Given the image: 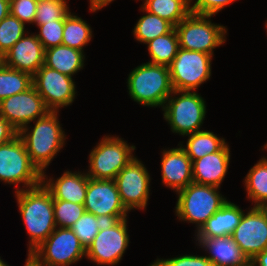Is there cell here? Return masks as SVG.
<instances>
[{
	"label": "cell",
	"mask_w": 267,
	"mask_h": 266,
	"mask_svg": "<svg viewBox=\"0 0 267 266\" xmlns=\"http://www.w3.org/2000/svg\"><path fill=\"white\" fill-rule=\"evenodd\" d=\"M114 0H89V11L96 13L97 11H101V8L106 7Z\"/></svg>",
	"instance_id": "40"
},
{
	"label": "cell",
	"mask_w": 267,
	"mask_h": 266,
	"mask_svg": "<svg viewBox=\"0 0 267 266\" xmlns=\"http://www.w3.org/2000/svg\"><path fill=\"white\" fill-rule=\"evenodd\" d=\"M214 266H250V261L231 236L194 238Z\"/></svg>",
	"instance_id": "20"
},
{
	"label": "cell",
	"mask_w": 267,
	"mask_h": 266,
	"mask_svg": "<svg viewBox=\"0 0 267 266\" xmlns=\"http://www.w3.org/2000/svg\"><path fill=\"white\" fill-rule=\"evenodd\" d=\"M25 24L10 13L0 21V53L4 56L28 31Z\"/></svg>",
	"instance_id": "32"
},
{
	"label": "cell",
	"mask_w": 267,
	"mask_h": 266,
	"mask_svg": "<svg viewBox=\"0 0 267 266\" xmlns=\"http://www.w3.org/2000/svg\"><path fill=\"white\" fill-rule=\"evenodd\" d=\"M162 150L161 182L177 193L193 183L192 161L180 144L176 148Z\"/></svg>",
	"instance_id": "18"
},
{
	"label": "cell",
	"mask_w": 267,
	"mask_h": 266,
	"mask_svg": "<svg viewBox=\"0 0 267 266\" xmlns=\"http://www.w3.org/2000/svg\"><path fill=\"white\" fill-rule=\"evenodd\" d=\"M141 12H145L141 16L132 30L134 39L138 42L146 44L158 36L169 33L174 26L165 19L146 11L142 6Z\"/></svg>",
	"instance_id": "29"
},
{
	"label": "cell",
	"mask_w": 267,
	"mask_h": 266,
	"mask_svg": "<svg viewBox=\"0 0 267 266\" xmlns=\"http://www.w3.org/2000/svg\"><path fill=\"white\" fill-rule=\"evenodd\" d=\"M148 266H214L205 255L185 254L171 258H158Z\"/></svg>",
	"instance_id": "37"
},
{
	"label": "cell",
	"mask_w": 267,
	"mask_h": 266,
	"mask_svg": "<svg viewBox=\"0 0 267 266\" xmlns=\"http://www.w3.org/2000/svg\"><path fill=\"white\" fill-rule=\"evenodd\" d=\"M127 92L131 100L144 107H161L174 91L169 67L165 65L142 63L128 74Z\"/></svg>",
	"instance_id": "3"
},
{
	"label": "cell",
	"mask_w": 267,
	"mask_h": 266,
	"mask_svg": "<svg viewBox=\"0 0 267 266\" xmlns=\"http://www.w3.org/2000/svg\"><path fill=\"white\" fill-rule=\"evenodd\" d=\"M85 52L65 46L45 50L44 65L74 78L85 66Z\"/></svg>",
	"instance_id": "23"
},
{
	"label": "cell",
	"mask_w": 267,
	"mask_h": 266,
	"mask_svg": "<svg viewBox=\"0 0 267 266\" xmlns=\"http://www.w3.org/2000/svg\"><path fill=\"white\" fill-rule=\"evenodd\" d=\"M120 200L128 212L147 208L151 176L143 162L134 157L114 179Z\"/></svg>",
	"instance_id": "12"
},
{
	"label": "cell",
	"mask_w": 267,
	"mask_h": 266,
	"mask_svg": "<svg viewBox=\"0 0 267 266\" xmlns=\"http://www.w3.org/2000/svg\"><path fill=\"white\" fill-rule=\"evenodd\" d=\"M108 221L98 218L92 213L84 214L73 224L71 230L79 239L85 250L92 244L93 239L99 230L105 226Z\"/></svg>",
	"instance_id": "31"
},
{
	"label": "cell",
	"mask_w": 267,
	"mask_h": 266,
	"mask_svg": "<svg viewBox=\"0 0 267 266\" xmlns=\"http://www.w3.org/2000/svg\"><path fill=\"white\" fill-rule=\"evenodd\" d=\"M141 6L146 11L167 20L174 27L191 12L190 0H143Z\"/></svg>",
	"instance_id": "27"
},
{
	"label": "cell",
	"mask_w": 267,
	"mask_h": 266,
	"mask_svg": "<svg viewBox=\"0 0 267 266\" xmlns=\"http://www.w3.org/2000/svg\"><path fill=\"white\" fill-rule=\"evenodd\" d=\"M220 188L211 185L190 183L176 193L175 215L181 222L195 224L197 233L205 222L228 200Z\"/></svg>",
	"instance_id": "4"
},
{
	"label": "cell",
	"mask_w": 267,
	"mask_h": 266,
	"mask_svg": "<svg viewBox=\"0 0 267 266\" xmlns=\"http://www.w3.org/2000/svg\"><path fill=\"white\" fill-rule=\"evenodd\" d=\"M3 64V55L0 53V65Z\"/></svg>",
	"instance_id": "45"
},
{
	"label": "cell",
	"mask_w": 267,
	"mask_h": 266,
	"mask_svg": "<svg viewBox=\"0 0 267 266\" xmlns=\"http://www.w3.org/2000/svg\"><path fill=\"white\" fill-rule=\"evenodd\" d=\"M0 182L14 185V192L42 183V173L31 162L24 142L18 134L0 145Z\"/></svg>",
	"instance_id": "6"
},
{
	"label": "cell",
	"mask_w": 267,
	"mask_h": 266,
	"mask_svg": "<svg viewBox=\"0 0 267 266\" xmlns=\"http://www.w3.org/2000/svg\"><path fill=\"white\" fill-rule=\"evenodd\" d=\"M33 86L29 73L0 65V101L12 95L27 91Z\"/></svg>",
	"instance_id": "30"
},
{
	"label": "cell",
	"mask_w": 267,
	"mask_h": 266,
	"mask_svg": "<svg viewBox=\"0 0 267 266\" xmlns=\"http://www.w3.org/2000/svg\"><path fill=\"white\" fill-rule=\"evenodd\" d=\"M38 0H10V14L20 22L34 24Z\"/></svg>",
	"instance_id": "36"
},
{
	"label": "cell",
	"mask_w": 267,
	"mask_h": 266,
	"mask_svg": "<svg viewBox=\"0 0 267 266\" xmlns=\"http://www.w3.org/2000/svg\"><path fill=\"white\" fill-rule=\"evenodd\" d=\"M213 15H200L190 12L174 28L179 46L185 50L199 51L214 55V49L226 42L227 28L212 23Z\"/></svg>",
	"instance_id": "8"
},
{
	"label": "cell",
	"mask_w": 267,
	"mask_h": 266,
	"mask_svg": "<svg viewBox=\"0 0 267 266\" xmlns=\"http://www.w3.org/2000/svg\"><path fill=\"white\" fill-rule=\"evenodd\" d=\"M230 146L192 162L193 183L221 188L230 165Z\"/></svg>",
	"instance_id": "21"
},
{
	"label": "cell",
	"mask_w": 267,
	"mask_h": 266,
	"mask_svg": "<svg viewBox=\"0 0 267 266\" xmlns=\"http://www.w3.org/2000/svg\"><path fill=\"white\" fill-rule=\"evenodd\" d=\"M205 99L197 91L174 90L162 109L173 133L182 137L201 131L206 118Z\"/></svg>",
	"instance_id": "5"
},
{
	"label": "cell",
	"mask_w": 267,
	"mask_h": 266,
	"mask_svg": "<svg viewBox=\"0 0 267 266\" xmlns=\"http://www.w3.org/2000/svg\"><path fill=\"white\" fill-rule=\"evenodd\" d=\"M85 212L108 222L129 218L114 180L89 178L84 201Z\"/></svg>",
	"instance_id": "14"
},
{
	"label": "cell",
	"mask_w": 267,
	"mask_h": 266,
	"mask_svg": "<svg viewBox=\"0 0 267 266\" xmlns=\"http://www.w3.org/2000/svg\"><path fill=\"white\" fill-rule=\"evenodd\" d=\"M46 174V171L42 173V183L50 191L53 200L84 204L89 180L86 171L72 172L68 169L55 179Z\"/></svg>",
	"instance_id": "19"
},
{
	"label": "cell",
	"mask_w": 267,
	"mask_h": 266,
	"mask_svg": "<svg viewBox=\"0 0 267 266\" xmlns=\"http://www.w3.org/2000/svg\"><path fill=\"white\" fill-rule=\"evenodd\" d=\"M150 56L149 63L169 66L180 48L175 28L145 44Z\"/></svg>",
	"instance_id": "28"
},
{
	"label": "cell",
	"mask_w": 267,
	"mask_h": 266,
	"mask_svg": "<svg viewBox=\"0 0 267 266\" xmlns=\"http://www.w3.org/2000/svg\"><path fill=\"white\" fill-rule=\"evenodd\" d=\"M243 209L239 205L227 200L226 203L212 215L194 238H213L219 236H231L240 223Z\"/></svg>",
	"instance_id": "22"
},
{
	"label": "cell",
	"mask_w": 267,
	"mask_h": 266,
	"mask_svg": "<svg viewBox=\"0 0 267 266\" xmlns=\"http://www.w3.org/2000/svg\"><path fill=\"white\" fill-rule=\"evenodd\" d=\"M186 136L188 137L186 145L184 141H180L179 144L192 162L207 154L220 151L227 144L224 137L220 138V136L208 130H201Z\"/></svg>",
	"instance_id": "24"
},
{
	"label": "cell",
	"mask_w": 267,
	"mask_h": 266,
	"mask_svg": "<svg viewBox=\"0 0 267 266\" xmlns=\"http://www.w3.org/2000/svg\"><path fill=\"white\" fill-rule=\"evenodd\" d=\"M29 235L27 257L56 229L53 197L43 183L14 193Z\"/></svg>",
	"instance_id": "1"
},
{
	"label": "cell",
	"mask_w": 267,
	"mask_h": 266,
	"mask_svg": "<svg viewBox=\"0 0 267 266\" xmlns=\"http://www.w3.org/2000/svg\"><path fill=\"white\" fill-rule=\"evenodd\" d=\"M49 110L34 86L0 101V115L19 132Z\"/></svg>",
	"instance_id": "15"
},
{
	"label": "cell",
	"mask_w": 267,
	"mask_h": 266,
	"mask_svg": "<svg viewBox=\"0 0 267 266\" xmlns=\"http://www.w3.org/2000/svg\"><path fill=\"white\" fill-rule=\"evenodd\" d=\"M261 147H263L261 150L263 151V150H266L267 151V143H265L263 146H261Z\"/></svg>",
	"instance_id": "46"
},
{
	"label": "cell",
	"mask_w": 267,
	"mask_h": 266,
	"mask_svg": "<svg viewBox=\"0 0 267 266\" xmlns=\"http://www.w3.org/2000/svg\"><path fill=\"white\" fill-rule=\"evenodd\" d=\"M214 56L199 51L179 48L169 67L174 90L196 91L212 76Z\"/></svg>",
	"instance_id": "11"
},
{
	"label": "cell",
	"mask_w": 267,
	"mask_h": 266,
	"mask_svg": "<svg viewBox=\"0 0 267 266\" xmlns=\"http://www.w3.org/2000/svg\"><path fill=\"white\" fill-rule=\"evenodd\" d=\"M0 266H10V265L7 264V262H4V260L1 259V256H0Z\"/></svg>",
	"instance_id": "44"
},
{
	"label": "cell",
	"mask_w": 267,
	"mask_h": 266,
	"mask_svg": "<svg viewBox=\"0 0 267 266\" xmlns=\"http://www.w3.org/2000/svg\"><path fill=\"white\" fill-rule=\"evenodd\" d=\"M259 208L265 213V215L267 216V200L264 201Z\"/></svg>",
	"instance_id": "43"
},
{
	"label": "cell",
	"mask_w": 267,
	"mask_h": 266,
	"mask_svg": "<svg viewBox=\"0 0 267 266\" xmlns=\"http://www.w3.org/2000/svg\"><path fill=\"white\" fill-rule=\"evenodd\" d=\"M72 77L59 71L41 66L33 75V86L43 98L44 104L49 111L71 106L76 99V82Z\"/></svg>",
	"instance_id": "13"
},
{
	"label": "cell",
	"mask_w": 267,
	"mask_h": 266,
	"mask_svg": "<svg viewBox=\"0 0 267 266\" xmlns=\"http://www.w3.org/2000/svg\"><path fill=\"white\" fill-rule=\"evenodd\" d=\"M67 0H38L34 24L65 20L70 13Z\"/></svg>",
	"instance_id": "33"
},
{
	"label": "cell",
	"mask_w": 267,
	"mask_h": 266,
	"mask_svg": "<svg viewBox=\"0 0 267 266\" xmlns=\"http://www.w3.org/2000/svg\"><path fill=\"white\" fill-rule=\"evenodd\" d=\"M236 1L237 0H190V11L195 14L214 16Z\"/></svg>",
	"instance_id": "38"
},
{
	"label": "cell",
	"mask_w": 267,
	"mask_h": 266,
	"mask_svg": "<svg viewBox=\"0 0 267 266\" xmlns=\"http://www.w3.org/2000/svg\"><path fill=\"white\" fill-rule=\"evenodd\" d=\"M128 218L107 222L86 249V259L100 266H116L129 247Z\"/></svg>",
	"instance_id": "10"
},
{
	"label": "cell",
	"mask_w": 267,
	"mask_h": 266,
	"mask_svg": "<svg viewBox=\"0 0 267 266\" xmlns=\"http://www.w3.org/2000/svg\"><path fill=\"white\" fill-rule=\"evenodd\" d=\"M266 33H267V20L265 21Z\"/></svg>",
	"instance_id": "47"
},
{
	"label": "cell",
	"mask_w": 267,
	"mask_h": 266,
	"mask_svg": "<svg viewBox=\"0 0 267 266\" xmlns=\"http://www.w3.org/2000/svg\"><path fill=\"white\" fill-rule=\"evenodd\" d=\"M246 190V198L251 200L253 207H259L267 200V156L261 157L248 170L243 180Z\"/></svg>",
	"instance_id": "25"
},
{
	"label": "cell",
	"mask_w": 267,
	"mask_h": 266,
	"mask_svg": "<svg viewBox=\"0 0 267 266\" xmlns=\"http://www.w3.org/2000/svg\"><path fill=\"white\" fill-rule=\"evenodd\" d=\"M58 111H49L43 117L22 128L18 135L24 142L31 162L43 173L51 161L66 145L65 131L59 121Z\"/></svg>",
	"instance_id": "2"
},
{
	"label": "cell",
	"mask_w": 267,
	"mask_h": 266,
	"mask_svg": "<svg viewBox=\"0 0 267 266\" xmlns=\"http://www.w3.org/2000/svg\"><path fill=\"white\" fill-rule=\"evenodd\" d=\"M35 25L39 29L35 34L45 50L62 45L64 20Z\"/></svg>",
	"instance_id": "35"
},
{
	"label": "cell",
	"mask_w": 267,
	"mask_h": 266,
	"mask_svg": "<svg viewBox=\"0 0 267 266\" xmlns=\"http://www.w3.org/2000/svg\"><path fill=\"white\" fill-rule=\"evenodd\" d=\"M250 266H267V249L250 260Z\"/></svg>",
	"instance_id": "41"
},
{
	"label": "cell",
	"mask_w": 267,
	"mask_h": 266,
	"mask_svg": "<svg viewBox=\"0 0 267 266\" xmlns=\"http://www.w3.org/2000/svg\"><path fill=\"white\" fill-rule=\"evenodd\" d=\"M82 17L70 12L64 20L62 45L84 52L93 38L91 26Z\"/></svg>",
	"instance_id": "26"
},
{
	"label": "cell",
	"mask_w": 267,
	"mask_h": 266,
	"mask_svg": "<svg viewBox=\"0 0 267 266\" xmlns=\"http://www.w3.org/2000/svg\"><path fill=\"white\" fill-rule=\"evenodd\" d=\"M18 132L0 115V145L12 140Z\"/></svg>",
	"instance_id": "39"
},
{
	"label": "cell",
	"mask_w": 267,
	"mask_h": 266,
	"mask_svg": "<svg viewBox=\"0 0 267 266\" xmlns=\"http://www.w3.org/2000/svg\"><path fill=\"white\" fill-rule=\"evenodd\" d=\"M28 258L36 266H71L86 258V250L71 228L56 227Z\"/></svg>",
	"instance_id": "9"
},
{
	"label": "cell",
	"mask_w": 267,
	"mask_h": 266,
	"mask_svg": "<svg viewBox=\"0 0 267 266\" xmlns=\"http://www.w3.org/2000/svg\"><path fill=\"white\" fill-rule=\"evenodd\" d=\"M44 57L43 45L34 32L28 31L3 56V64L33 76L44 65Z\"/></svg>",
	"instance_id": "17"
},
{
	"label": "cell",
	"mask_w": 267,
	"mask_h": 266,
	"mask_svg": "<svg viewBox=\"0 0 267 266\" xmlns=\"http://www.w3.org/2000/svg\"><path fill=\"white\" fill-rule=\"evenodd\" d=\"M231 237L250 261L267 249V216L259 207H248Z\"/></svg>",
	"instance_id": "16"
},
{
	"label": "cell",
	"mask_w": 267,
	"mask_h": 266,
	"mask_svg": "<svg viewBox=\"0 0 267 266\" xmlns=\"http://www.w3.org/2000/svg\"><path fill=\"white\" fill-rule=\"evenodd\" d=\"M136 146L118 135H105L89 153L86 174L96 180H114L117 174L134 158Z\"/></svg>",
	"instance_id": "7"
},
{
	"label": "cell",
	"mask_w": 267,
	"mask_h": 266,
	"mask_svg": "<svg viewBox=\"0 0 267 266\" xmlns=\"http://www.w3.org/2000/svg\"><path fill=\"white\" fill-rule=\"evenodd\" d=\"M53 210L56 227L71 228L84 214L83 204L72 203L65 200H53Z\"/></svg>",
	"instance_id": "34"
},
{
	"label": "cell",
	"mask_w": 267,
	"mask_h": 266,
	"mask_svg": "<svg viewBox=\"0 0 267 266\" xmlns=\"http://www.w3.org/2000/svg\"><path fill=\"white\" fill-rule=\"evenodd\" d=\"M10 0H0V21L10 13Z\"/></svg>",
	"instance_id": "42"
}]
</instances>
